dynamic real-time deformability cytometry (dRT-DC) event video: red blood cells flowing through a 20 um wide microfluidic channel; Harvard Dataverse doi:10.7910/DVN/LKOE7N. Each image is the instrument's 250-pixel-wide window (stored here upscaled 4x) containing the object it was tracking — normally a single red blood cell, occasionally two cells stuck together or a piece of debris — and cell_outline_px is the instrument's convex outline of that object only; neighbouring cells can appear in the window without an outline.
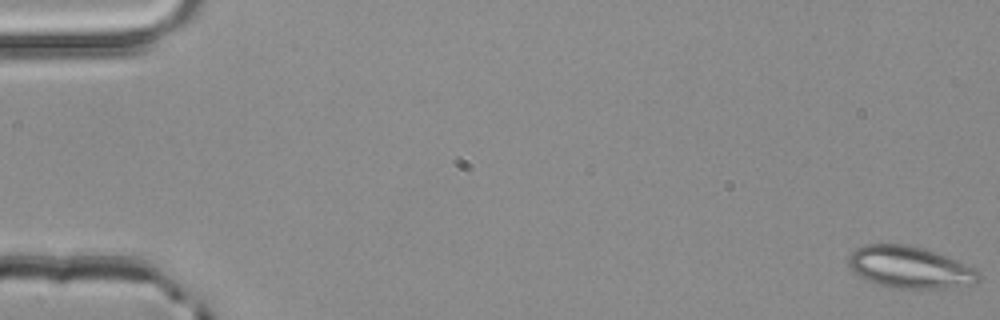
{"species": "common noctule bat (a hibernating species)", "species_latin": "Nyctalus noctula", "temperature_condition": "room temperature", "stored_images_in_passage": 52, "segment_of_instrument_passage": [1, 2], "camera_frame_rate_fps": 3000, "um_per_image_px": 0.085, "animal": {"sex": "male", "body_mass_g": 20.4}, "frame": {"image": 1, "passage_image": 1, "time_ms": 0.0, "image_size_px": [1000, 320], "cell_outline_px": [[980, 280], [972, 284], [944, 288], [892, 288], [876, 284], [864, 280], [852, 272], [848, 264], [848, 256], [856, 248], [864, 244], [908, 244], [924, 248], [956, 260], [976, 268], [980, 272]], "centroid_in_image_um": [77.3, 22.72], "position_along_channel_um": 7.7, "area_um2": 32.08}}